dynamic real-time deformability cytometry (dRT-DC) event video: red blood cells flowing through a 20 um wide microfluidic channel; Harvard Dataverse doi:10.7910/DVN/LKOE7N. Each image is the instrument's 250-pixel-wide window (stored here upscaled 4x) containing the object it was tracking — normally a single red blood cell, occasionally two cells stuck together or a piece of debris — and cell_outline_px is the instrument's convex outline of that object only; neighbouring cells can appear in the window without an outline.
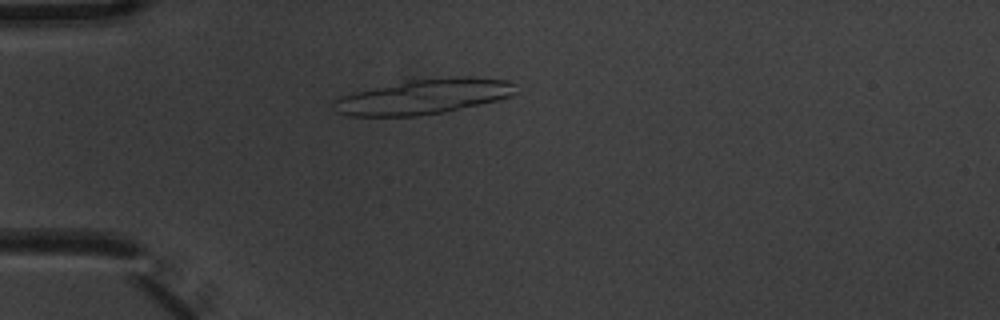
{"species": "common noctule bat (a hibernating species)", "species_latin": "Nyctalus noctula", "temperature_condition": "warm", "stored_images_in_passage": 5, "camera_frame_rate_fps": 3000, "um_per_image_px": 0.085, "animal": {"sex": "male", "body_mass_g": 20.1, "forearm_length_mm": 53.5}, "frame": {"image": 1, "passage_image": 5, "time_ms": 1.333, "image_size_px": [1000, 320], "cell_outline_px": [[516, 92], [512, 96], [500, 100], [444, 112], [416, 116], [352, 116], [336, 112], [332, 104], [332, 100], [356, 92], [408, 80], [456, 76], [468, 76], [508, 80], [516, 84]], "centroid_in_image_um": [36.08, 8.21], "position_along_channel_um": 48.9, "area_um2": 37.22}}